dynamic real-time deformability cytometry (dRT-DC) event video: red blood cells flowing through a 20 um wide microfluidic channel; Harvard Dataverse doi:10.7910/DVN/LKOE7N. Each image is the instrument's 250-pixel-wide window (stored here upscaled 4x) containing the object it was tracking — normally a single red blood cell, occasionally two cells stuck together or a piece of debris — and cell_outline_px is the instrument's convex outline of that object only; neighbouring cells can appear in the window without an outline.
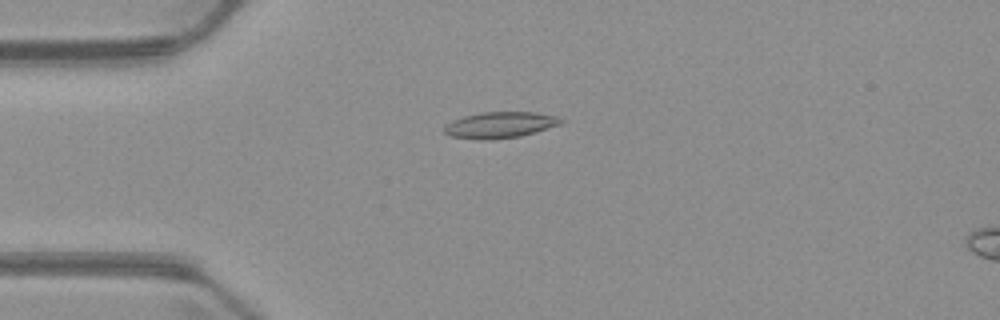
{"species": "common noctule bat (a hibernating species)", "species_latin": "Nyctalus noctula", "temperature_condition": "warm", "stored_images_in_passage": 5, "camera_frame_rate_fps": 3000, "um_per_image_px": 0.085, "animal": {"sex": "male", "body_mass_g": 23.1, "forearm_length_mm": 52.7}, "frame": {"image": 1, "passage_image": 3, "time_ms": 2.333, "image_size_px": [1000, 320], "cell_outline_px": [[564, 120], [560, 124], [520, 136], [476, 140], [448, 136], [444, 132], [444, 124], [452, 120], [464, 116], [480, 112], [532, 112], [556, 116]], "centroid_in_image_um": [42.42, 10.61], "position_along_channel_um": 42.6, "area_um2": 17.63}}
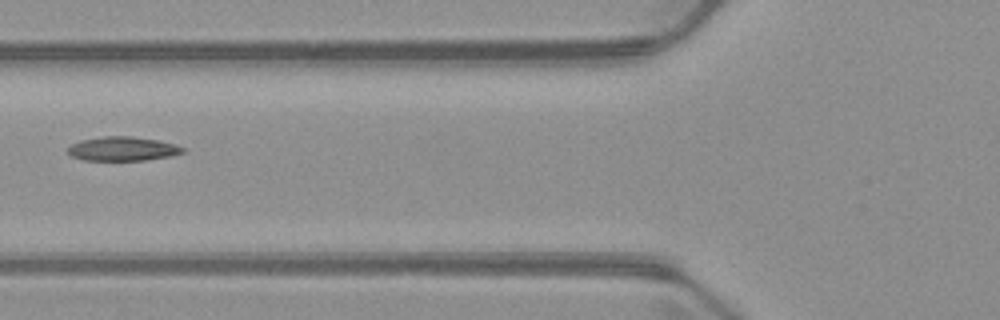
{"frame": {"image": 2, "passage_image": 5, "time_ms": 4.667, "image_size_px": [1000, 320], "cell_outline_px": [[188, 152], [172, 156], [144, 160], [84, 160], [72, 156], [68, 152], [68, 148], [72, 144], [80, 140], [104, 136], [132, 136], [160, 140], [176, 144], [184, 148]], "centroid_in_image_um": [10.49, 12.64], "position_along_channel_um": 115.3, "area_um2": 16.3}}